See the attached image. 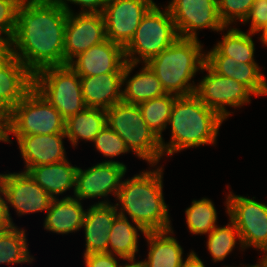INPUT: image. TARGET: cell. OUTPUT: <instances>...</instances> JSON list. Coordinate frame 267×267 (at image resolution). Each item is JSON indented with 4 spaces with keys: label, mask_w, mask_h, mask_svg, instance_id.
I'll use <instances>...</instances> for the list:
<instances>
[{
    "label": "cell",
    "mask_w": 267,
    "mask_h": 267,
    "mask_svg": "<svg viewBox=\"0 0 267 267\" xmlns=\"http://www.w3.org/2000/svg\"><path fill=\"white\" fill-rule=\"evenodd\" d=\"M185 212L188 228L193 234H209L217 226L216 209L209 199L193 200Z\"/></svg>",
    "instance_id": "4dcf8cb0"
},
{
    "label": "cell",
    "mask_w": 267,
    "mask_h": 267,
    "mask_svg": "<svg viewBox=\"0 0 267 267\" xmlns=\"http://www.w3.org/2000/svg\"><path fill=\"white\" fill-rule=\"evenodd\" d=\"M13 135L65 133V119L34 87L11 111Z\"/></svg>",
    "instance_id": "ba28073f"
},
{
    "label": "cell",
    "mask_w": 267,
    "mask_h": 267,
    "mask_svg": "<svg viewBox=\"0 0 267 267\" xmlns=\"http://www.w3.org/2000/svg\"><path fill=\"white\" fill-rule=\"evenodd\" d=\"M137 231V228L129 223L125 215L118 214L109 233L108 253H115L122 259L135 258V253L138 252Z\"/></svg>",
    "instance_id": "83f0119b"
},
{
    "label": "cell",
    "mask_w": 267,
    "mask_h": 267,
    "mask_svg": "<svg viewBox=\"0 0 267 267\" xmlns=\"http://www.w3.org/2000/svg\"><path fill=\"white\" fill-rule=\"evenodd\" d=\"M217 3L219 17L227 28L236 19L245 20L254 0H217Z\"/></svg>",
    "instance_id": "836d02e7"
},
{
    "label": "cell",
    "mask_w": 267,
    "mask_h": 267,
    "mask_svg": "<svg viewBox=\"0 0 267 267\" xmlns=\"http://www.w3.org/2000/svg\"><path fill=\"white\" fill-rule=\"evenodd\" d=\"M33 87L65 120L86 108L80 76L69 65L40 70L33 75Z\"/></svg>",
    "instance_id": "52a82bcc"
},
{
    "label": "cell",
    "mask_w": 267,
    "mask_h": 267,
    "mask_svg": "<svg viewBox=\"0 0 267 267\" xmlns=\"http://www.w3.org/2000/svg\"><path fill=\"white\" fill-rule=\"evenodd\" d=\"M105 125V109L86 107L65 120V135L74 146L79 138L93 142Z\"/></svg>",
    "instance_id": "d4e9b609"
},
{
    "label": "cell",
    "mask_w": 267,
    "mask_h": 267,
    "mask_svg": "<svg viewBox=\"0 0 267 267\" xmlns=\"http://www.w3.org/2000/svg\"><path fill=\"white\" fill-rule=\"evenodd\" d=\"M11 133V111L0 105V141L10 142Z\"/></svg>",
    "instance_id": "ab89813d"
},
{
    "label": "cell",
    "mask_w": 267,
    "mask_h": 267,
    "mask_svg": "<svg viewBox=\"0 0 267 267\" xmlns=\"http://www.w3.org/2000/svg\"><path fill=\"white\" fill-rule=\"evenodd\" d=\"M180 38L197 39L196 30L222 31L217 0H172L168 7Z\"/></svg>",
    "instance_id": "8fae6325"
},
{
    "label": "cell",
    "mask_w": 267,
    "mask_h": 267,
    "mask_svg": "<svg viewBox=\"0 0 267 267\" xmlns=\"http://www.w3.org/2000/svg\"><path fill=\"white\" fill-rule=\"evenodd\" d=\"M67 14H70L72 11L68 7L66 1H70L75 4H79L83 9L80 13H103L105 7L109 3V0H54ZM100 8V9H98Z\"/></svg>",
    "instance_id": "8d00e7d4"
},
{
    "label": "cell",
    "mask_w": 267,
    "mask_h": 267,
    "mask_svg": "<svg viewBox=\"0 0 267 267\" xmlns=\"http://www.w3.org/2000/svg\"><path fill=\"white\" fill-rule=\"evenodd\" d=\"M262 36H261V40L262 42L267 45V25H265L262 29Z\"/></svg>",
    "instance_id": "ee69618b"
},
{
    "label": "cell",
    "mask_w": 267,
    "mask_h": 267,
    "mask_svg": "<svg viewBox=\"0 0 267 267\" xmlns=\"http://www.w3.org/2000/svg\"><path fill=\"white\" fill-rule=\"evenodd\" d=\"M67 17L54 0L25 1L17 7L13 56L33 75L47 67L64 66Z\"/></svg>",
    "instance_id": "6da1fadb"
},
{
    "label": "cell",
    "mask_w": 267,
    "mask_h": 267,
    "mask_svg": "<svg viewBox=\"0 0 267 267\" xmlns=\"http://www.w3.org/2000/svg\"><path fill=\"white\" fill-rule=\"evenodd\" d=\"M250 35L232 28L206 56H229L236 59L237 63H255L254 42Z\"/></svg>",
    "instance_id": "4316f807"
},
{
    "label": "cell",
    "mask_w": 267,
    "mask_h": 267,
    "mask_svg": "<svg viewBox=\"0 0 267 267\" xmlns=\"http://www.w3.org/2000/svg\"><path fill=\"white\" fill-rule=\"evenodd\" d=\"M85 212L77 198L67 196L62 200L52 199L44 221L45 229L67 234L82 228Z\"/></svg>",
    "instance_id": "7402d4cb"
},
{
    "label": "cell",
    "mask_w": 267,
    "mask_h": 267,
    "mask_svg": "<svg viewBox=\"0 0 267 267\" xmlns=\"http://www.w3.org/2000/svg\"><path fill=\"white\" fill-rule=\"evenodd\" d=\"M153 0H109L103 11L106 39L125 48Z\"/></svg>",
    "instance_id": "7c38bea8"
},
{
    "label": "cell",
    "mask_w": 267,
    "mask_h": 267,
    "mask_svg": "<svg viewBox=\"0 0 267 267\" xmlns=\"http://www.w3.org/2000/svg\"><path fill=\"white\" fill-rule=\"evenodd\" d=\"M172 230L146 232L150 250L148 259L143 261L145 267H181L183 249L172 236Z\"/></svg>",
    "instance_id": "cb8c5ba5"
},
{
    "label": "cell",
    "mask_w": 267,
    "mask_h": 267,
    "mask_svg": "<svg viewBox=\"0 0 267 267\" xmlns=\"http://www.w3.org/2000/svg\"><path fill=\"white\" fill-rule=\"evenodd\" d=\"M106 40L102 13L68 14L64 38V65Z\"/></svg>",
    "instance_id": "4fadbf2b"
},
{
    "label": "cell",
    "mask_w": 267,
    "mask_h": 267,
    "mask_svg": "<svg viewBox=\"0 0 267 267\" xmlns=\"http://www.w3.org/2000/svg\"><path fill=\"white\" fill-rule=\"evenodd\" d=\"M207 247L214 262L222 261L236 245V238L240 241L237 227L231 221L227 226L215 227L208 235Z\"/></svg>",
    "instance_id": "1f68e13d"
},
{
    "label": "cell",
    "mask_w": 267,
    "mask_h": 267,
    "mask_svg": "<svg viewBox=\"0 0 267 267\" xmlns=\"http://www.w3.org/2000/svg\"><path fill=\"white\" fill-rule=\"evenodd\" d=\"M177 95L166 93L138 104L147 126L163 142L162 131L166 128Z\"/></svg>",
    "instance_id": "f1b7e54d"
},
{
    "label": "cell",
    "mask_w": 267,
    "mask_h": 267,
    "mask_svg": "<svg viewBox=\"0 0 267 267\" xmlns=\"http://www.w3.org/2000/svg\"><path fill=\"white\" fill-rule=\"evenodd\" d=\"M0 193L3 194L4 198H6V194L1 183H0ZM4 198L0 196V233L6 232L10 230L12 227H14V224L11 221V217L9 214V207L7 205L8 202H6Z\"/></svg>",
    "instance_id": "f35d334b"
},
{
    "label": "cell",
    "mask_w": 267,
    "mask_h": 267,
    "mask_svg": "<svg viewBox=\"0 0 267 267\" xmlns=\"http://www.w3.org/2000/svg\"><path fill=\"white\" fill-rule=\"evenodd\" d=\"M258 265H253L254 267H267V256H264L262 261H260Z\"/></svg>",
    "instance_id": "f6af8a7d"
},
{
    "label": "cell",
    "mask_w": 267,
    "mask_h": 267,
    "mask_svg": "<svg viewBox=\"0 0 267 267\" xmlns=\"http://www.w3.org/2000/svg\"><path fill=\"white\" fill-rule=\"evenodd\" d=\"M0 183L19 214L48 211L53 198L27 172L0 174Z\"/></svg>",
    "instance_id": "9a60e30c"
},
{
    "label": "cell",
    "mask_w": 267,
    "mask_h": 267,
    "mask_svg": "<svg viewBox=\"0 0 267 267\" xmlns=\"http://www.w3.org/2000/svg\"><path fill=\"white\" fill-rule=\"evenodd\" d=\"M68 65L79 76H96L104 73H123L126 63L124 48L109 39L92 46Z\"/></svg>",
    "instance_id": "e0dca14e"
},
{
    "label": "cell",
    "mask_w": 267,
    "mask_h": 267,
    "mask_svg": "<svg viewBox=\"0 0 267 267\" xmlns=\"http://www.w3.org/2000/svg\"><path fill=\"white\" fill-rule=\"evenodd\" d=\"M12 48V42L0 39V68L13 57Z\"/></svg>",
    "instance_id": "60d3db41"
},
{
    "label": "cell",
    "mask_w": 267,
    "mask_h": 267,
    "mask_svg": "<svg viewBox=\"0 0 267 267\" xmlns=\"http://www.w3.org/2000/svg\"><path fill=\"white\" fill-rule=\"evenodd\" d=\"M19 0H0V39L12 42ZM1 34L7 35L6 38Z\"/></svg>",
    "instance_id": "e575fe53"
},
{
    "label": "cell",
    "mask_w": 267,
    "mask_h": 267,
    "mask_svg": "<svg viewBox=\"0 0 267 267\" xmlns=\"http://www.w3.org/2000/svg\"><path fill=\"white\" fill-rule=\"evenodd\" d=\"M178 38L179 35L169 9L166 7V11H161L154 4L142 17L134 37L124 48L125 60L138 64L140 59L134 57L137 53L146 63L172 45Z\"/></svg>",
    "instance_id": "8992f818"
},
{
    "label": "cell",
    "mask_w": 267,
    "mask_h": 267,
    "mask_svg": "<svg viewBox=\"0 0 267 267\" xmlns=\"http://www.w3.org/2000/svg\"><path fill=\"white\" fill-rule=\"evenodd\" d=\"M116 206L107 201L92 205L85 212L82 228L85 230L86 250L84 255L108 252L109 233L117 214Z\"/></svg>",
    "instance_id": "d6986e66"
},
{
    "label": "cell",
    "mask_w": 267,
    "mask_h": 267,
    "mask_svg": "<svg viewBox=\"0 0 267 267\" xmlns=\"http://www.w3.org/2000/svg\"><path fill=\"white\" fill-rule=\"evenodd\" d=\"M134 259H135V258H131V259H123V260L130 261L132 264H131V263H130V264H125L124 266L119 265L118 267H145V264H144L143 261L135 262Z\"/></svg>",
    "instance_id": "7bdbcfd3"
},
{
    "label": "cell",
    "mask_w": 267,
    "mask_h": 267,
    "mask_svg": "<svg viewBox=\"0 0 267 267\" xmlns=\"http://www.w3.org/2000/svg\"><path fill=\"white\" fill-rule=\"evenodd\" d=\"M93 142L97 150L107 157H115L122 153L129 152L124 140L107 124L95 136Z\"/></svg>",
    "instance_id": "d6a6232c"
},
{
    "label": "cell",
    "mask_w": 267,
    "mask_h": 267,
    "mask_svg": "<svg viewBox=\"0 0 267 267\" xmlns=\"http://www.w3.org/2000/svg\"><path fill=\"white\" fill-rule=\"evenodd\" d=\"M115 256L111 253H93L84 255L86 267H118Z\"/></svg>",
    "instance_id": "74e56055"
},
{
    "label": "cell",
    "mask_w": 267,
    "mask_h": 267,
    "mask_svg": "<svg viewBox=\"0 0 267 267\" xmlns=\"http://www.w3.org/2000/svg\"><path fill=\"white\" fill-rule=\"evenodd\" d=\"M126 166L116 161H105L87 170L77 168L74 195L78 200L106 197L114 192L117 196Z\"/></svg>",
    "instance_id": "5bb4252c"
},
{
    "label": "cell",
    "mask_w": 267,
    "mask_h": 267,
    "mask_svg": "<svg viewBox=\"0 0 267 267\" xmlns=\"http://www.w3.org/2000/svg\"><path fill=\"white\" fill-rule=\"evenodd\" d=\"M26 244L25 231L18 230L15 226L0 233V264L31 262L32 259Z\"/></svg>",
    "instance_id": "f546056e"
},
{
    "label": "cell",
    "mask_w": 267,
    "mask_h": 267,
    "mask_svg": "<svg viewBox=\"0 0 267 267\" xmlns=\"http://www.w3.org/2000/svg\"><path fill=\"white\" fill-rule=\"evenodd\" d=\"M181 267H205L201 259L194 253L190 252L185 261H183Z\"/></svg>",
    "instance_id": "b9f144b4"
},
{
    "label": "cell",
    "mask_w": 267,
    "mask_h": 267,
    "mask_svg": "<svg viewBox=\"0 0 267 267\" xmlns=\"http://www.w3.org/2000/svg\"><path fill=\"white\" fill-rule=\"evenodd\" d=\"M205 63L217 74L242 83L254 95H267V81L257 63H237L229 56H206Z\"/></svg>",
    "instance_id": "44dd1931"
},
{
    "label": "cell",
    "mask_w": 267,
    "mask_h": 267,
    "mask_svg": "<svg viewBox=\"0 0 267 267\" xmlns=\"http://www.w3.org/2000/svg\"><path fill=\"white\" fill-rule=\"evenodd\" d=\"M137 63H125L123 73H104L96 76H80L86 107L109 109L122 102L120 88Z\"/></svg>",
    "instance_id": "2e32d148"
},
{
    "label": "cell",
    "mask_w": 267,
    "mask_h": 267,
    "mask_svg": "<svg viewBox=\"0 0 267 267\" xmlns=\"http://www.w3.org/2000/svg\"><path fill=\"white\" fill-rule=\"evenodd\" d=\"M162 188V170L159 168L122 181L117 194L122 203L118 214L124 216L126 211L143 234L171 229Z\"/></svg>",
    "instance_id": "7a4b0ae2"
},
{
    "label": "cell",
    "mask_w": 267,
    "mask_h": 267,
    "mask_svg": "<svg viewBox=\"0 0 267 267\" xmlns=\"http://www.w3.org/2000/svg\"><path fill=\"white\" fill-rule=\"evenodd\" d=\"M106 124L138 157L156 164L163 156L160 139L147 126L138 105L120 102L106 110Z\"/></svg>",
    "instance_id": "5b68a950"
},
{
    "label": "cell",
    "mask_w": 267,
    "mask_h": 267,
    "mask_svg": "<svg viewBox=\"0 0 267 267\" xmlns=\"http://www.w3.org/2000/svg\"><path fill=\"white\" fill-rule=\"evenodd\" d=\"M20 2H25V1H36V0H19Z\"/></svg>",
    "instance_id": "bcb514c9"
},
{
    "label": "cell",
    "mask_w": 267,
    "mask_h": 267,
    "mask_svg": "<svg viewBox=\"0 0 267 267\" xmlns=\"http://www.w3.org/2000/svg\"><path fill=\"white\" fill-rule=\"evenodd\" d=\"M198 39L178 38L172 45L146 64L156 74L166 93L177 96L194 94L196 86L188 83L204 66L206 55L201 53Z\"/></svg>",
    "instance_id": "277c9868"
},
{
    "label": "cell",
    "mask_w": 267,
    "mask_h": 267,
    "mask_svg": "<svg viewBox=\"0 0 267 267\" xmlns=\"http://www.w3.org/2000/svg\"><path fill=\"white\" fill-rule=\"evenodd\" d=\"M33 88V74L16 57L0 68V105L12 109Z\"/></svg>",
    "instance_id": "ffe728a7"
},
{
    "label": "cell",
    "mask_w": 267,
    "mask_h": 267,
    "mask_svg": "<svg viewBox=\"0 0 267 267\" xmlns=\"http://www.w3.org/2000/svg\"><path fill=\"white\" fill-rule=\"evenodd\" d=\"M27 172L31 167L54 164L66 160L62 139L65 133L15 135Z\"/></svg>",
    "instance_id": "ac0fdd59"
},
{
    "label": "cell",
    "mask_w": 267,
    "mask_h": 267,
    "mask_svg": "<svg viewBox=\"0 0 267 267\" xmlns=\"http://www.w3.org/2000/svg\"><path fill=\"white\" fill-rule=\"evenodd\" d=\"M223 120L195 94L177 96L168 122L172 138L168 144L160 142L162 153L172 155L188 147L215 143Z\"/></svg>",
    "instance_id": "3957f363"
},
{
    "label": "cell",
    "mask_w": 267,
    "mask_h": 267,
    "mask_svg": "<svg viewBox=\"0 0 267 267\" xmlns=\"http://www.w3.org/2000/svg\"><path fill=\"white\" fill-rule=\"evenodd\" d=\"M122 91V102L138 105L166 94L156 74L145 63L143 69L130 78Z\"/></svg>",
    "instance_id": "484cf974"
},
{
    "label": "cell",
    "mask_w": 267,
    "mask_h": 267,
    "mask_svg": "<svg viewBox=\"0 0 267 267\" xmlns=\"http://www.w3.org/2000/svg\"><path fill=\"white\" fill-rule=\"evenodd\" d=\"M201 70H207L208 75L196 86L194 94L224 120L230 115L225 105L238 107L250 102L253 93L242 83L217 74L206 63Z\"/></svg>",
    "instance_id": "30bf717a"
},
{
    "label": "cell",
    "mask_w": 267,
    "mask_h": 267,
    "mask_svg": "<svg viewBox=\"0 0 267 267\" xmlns=\"http://www.w3.org/2000/svg\"><path fill=\"white\" fill-rule=\"evenodd\" d=\"M226 204L230 220L240 234L241 247L252 245L267 252V205L231 192Z\"/></svg>",
    "instance_id": "9c48e42d"
},
{
    "label": "cell",
    "mask_w": 267,
    "mask_h": 267,
    "mask_svg": "<svg viewBox=\"0 0 267 267\" xmlns=\"http://www.w3.org/2000/svg\"><path fill=\"white\" fill-rule=\"evenodd\" d=\"M77 168L64 160L54 164L31 167L27 173L54 199L56 198L54 195L62 194L73 186L75 191Z\"/></svg>",
    "instance_id": "603a6c76"
},
{
    "label": "cell",
    "mask_w": 267,
    "mask_h": 267,
    "mask_svg": "<svg viewBox=\"0 0 267 267\" xmlns=\"http://www.w3.org/2000/svg\"><path fill=\"white\" fill-rule=\"evenodd\" d=\"M251 19L250 33L254 34L261 31L267 25V0H254L248 16L243 22Z\"/></svg>",
    "instance_id": "d590c367"
}]
</instances>
